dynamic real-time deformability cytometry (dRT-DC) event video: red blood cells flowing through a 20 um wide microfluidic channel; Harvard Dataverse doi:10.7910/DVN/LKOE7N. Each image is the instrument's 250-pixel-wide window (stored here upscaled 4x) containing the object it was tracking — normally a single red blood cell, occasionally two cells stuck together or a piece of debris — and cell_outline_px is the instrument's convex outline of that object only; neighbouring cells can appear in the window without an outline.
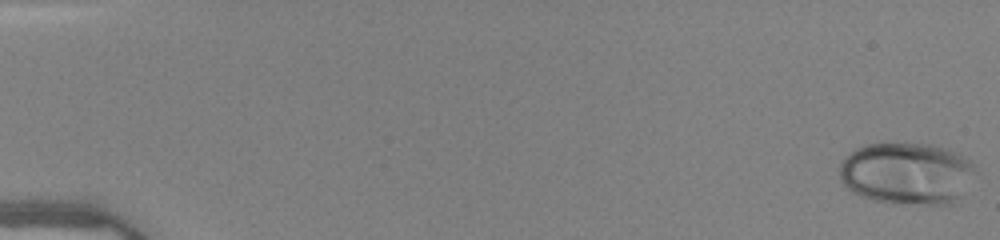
{"species": "human", "species_latin": "Homo sapiens", "temperature_condition": "warm", "stored_images_in_passage": 50, "camera_frame_rate_fps": 3000, "um_per_image_px": 0.085, "donor": {"sex": "female"}, "frame": {"image": 1, "passage_image": 1, "time_ms": 0.0, "image_size_px": [1000, 240], "cell_outline_px": [[968, 164], [952, 196], [944, 200], [876, 200], [864, 196], [848, 188], [844, 184], [840, 176], [840, 164], [852, 152], [868, 144], [916, 144], [940, 148], [956, 156]], "centroid_in_image_um": [76.71, 14.64], "position_along_channel_um": 8.3, "area_um2": 42.95}}
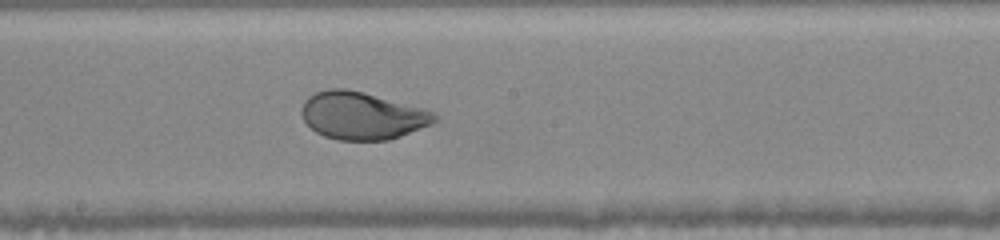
{"frame": {"image": 2, "passage_image": 29, "time_ms": 9.333, "image_size_px": [1000, 240], "cell_outline_px": [[436, 120], [432, 124], [400, 136], [388, 140], [336, 140], [324, 136], [316, 132], [304, 120], [300, 112], [304, 100], [308, 96], [316, 92], [328, 88], [344, 88], [424, 108], [436, 112]], "centroid_in_image_um": [30.76, 9.84], "position_along_channel_um": 217.4, "area_um2": 36.65}}
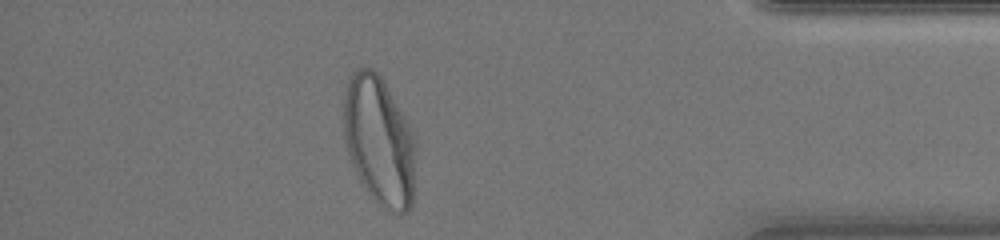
{"frame": {"image": 3, "passage_image": 45, "time_ms": 14.667, "image_size_px": [1000, 240], "cell_outline_px": [[416, 156], [412, 208], [408, 212], [388, 212], [380, 208], [368, 192], [360, 180], [352, 164], [344, 144], [344, 92], [348, 76], [356, 68], [372, 68], [384, 80], [404, 116], [412, 132], [416, 144]], "centroid_in_image_um": [32.23, 11.99], "position_along_channel_um": 403.0, "area_um2": 54.85}, "authors_computed_cell_mechanics": {"area_um2": 38.6393, "velocity_mm_per_s": 4.0621, "shape_relaxation_time_tau1_ms": 3.3909, "shape_relaxation_time_tau2_ms": null, "deformation_change_tau1": 0.1695, "deformation_change_tau2": null}}